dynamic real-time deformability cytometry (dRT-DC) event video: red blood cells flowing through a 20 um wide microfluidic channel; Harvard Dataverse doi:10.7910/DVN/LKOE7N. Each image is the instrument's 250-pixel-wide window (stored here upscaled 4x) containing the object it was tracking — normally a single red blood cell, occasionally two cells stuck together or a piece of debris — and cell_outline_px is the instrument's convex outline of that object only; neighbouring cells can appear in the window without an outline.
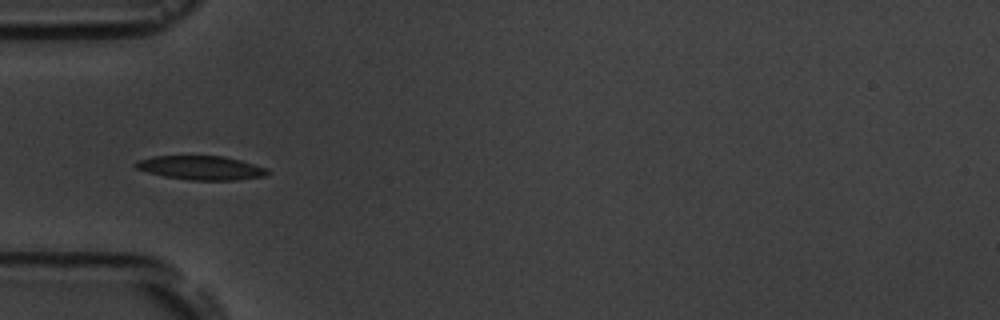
{"species": "common noctule bat (a hibernating species)", "species_latin": "Nyctalus noctula", "temperature_condition": "room temperature", "stored_images_in_passage": 7, "camera_frame_rate_fps": 3000, "um_per_image_px": 0.085, "animal": {"sex": "male", "body_mass_g": 19.5, "forearm_length_mm": 54.6}, "frame": {"image": 1, "passage_image": 5, "time_ms": 4.667, "image_size_px": [1000, 320], "cell_outline_px": [[272, 172], [268, 176], [236, 180], [188, 180], [164, 176], [148, 172], [136, 168], [132, 164], [136, 160], [152, 156], [224, 156], [240, 160], [268, 168]], "centroid_in_image_um": [17.12, 14.26], "position_along_channel_um": 67.9, "area_um2": 18.67}}
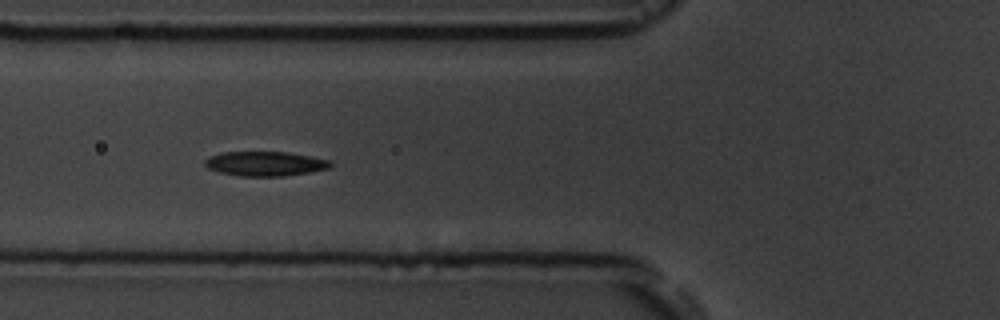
{"frame": {"image": 2, "passage_image": 6, "time_ms": 5.667, "image_size_px": [1000, 320], "cell_outline_px": [[332, 164], [328, 168], [308, 172], [284, 176], [240, 176], [220, 172], [208, 168], [204, 164], [204, 160], [212, 156], [224, 152], [288, 152], [332, 160]], "centroid_in_image_um": [22.55, 13.91], "position_along_channel_um": 103.2, "area_um2": 17.8}}
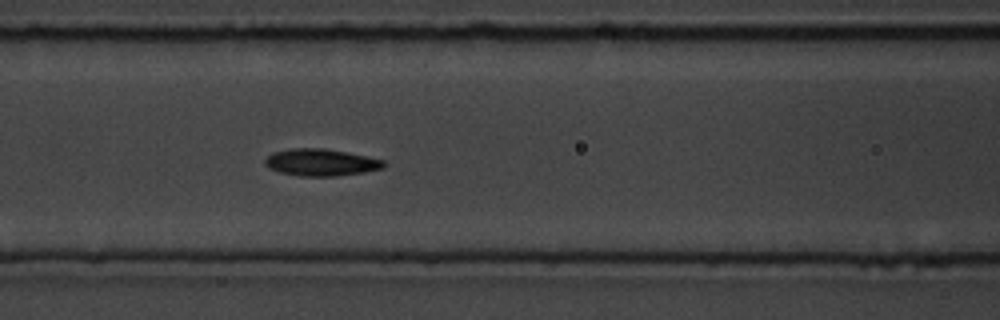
{"frame": {"image": 3, "passage_image": 7, "time_ms": 6.667, "image_size_px": [1000, 320], "cell_outline_px": [[388, 164], [384, 168], [364, 172], [336, 176], [300, 176], [280, 172], [268, 168], [264, 164], [264, 160], [272, 152], [292, 148], [324, 148], [384, 160]], "centroid_in_image_um": [27.26, 13.81], "position_along_channel_um": 139.3, "area_um2": 18.67}}